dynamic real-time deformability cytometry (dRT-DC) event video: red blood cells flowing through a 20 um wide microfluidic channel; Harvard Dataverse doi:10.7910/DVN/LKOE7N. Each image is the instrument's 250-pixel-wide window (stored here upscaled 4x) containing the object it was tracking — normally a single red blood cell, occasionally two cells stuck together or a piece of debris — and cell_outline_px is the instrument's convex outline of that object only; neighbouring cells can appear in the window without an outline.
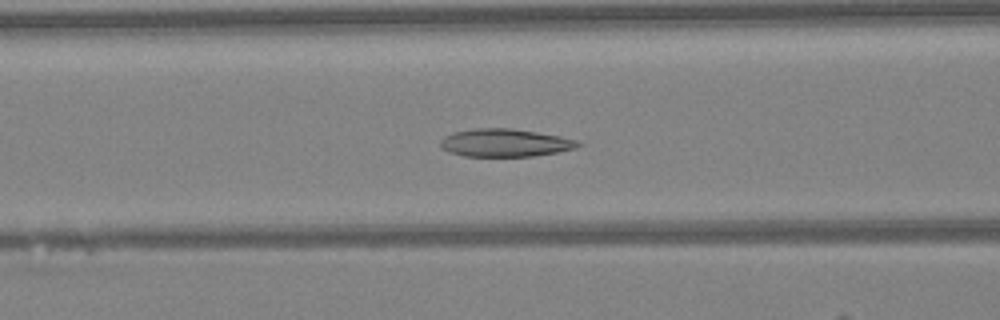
{"species": "Egyptian fruit bat (a non-hibernating species)", "species_latin": "Rousettus aegyptiacus", "temperature_condition": "warm", "stored_images_in_passage": 48, "camera_frame_rate_fps": 3000, "um_per_image_px": 0.085, "animal": {"sex": "female"}, "frame": {"image": 1, "passage_image": 19, "time_ms": 6.0, "image_size_px": [1000, 320], "cell_outline_px": [[580, 144], [576, 148], [556, 152], [532, 156], [464, 156], [448, 152], [440, 148], [440, 140], [444, 136], [452, 132], [472, 128], [512, 128], [560, 136], [576, 140]], "centroid_in_image_um": [42.85, 12.13], "position_along_channel_um": 123.8, "area_um2": 22.37}}
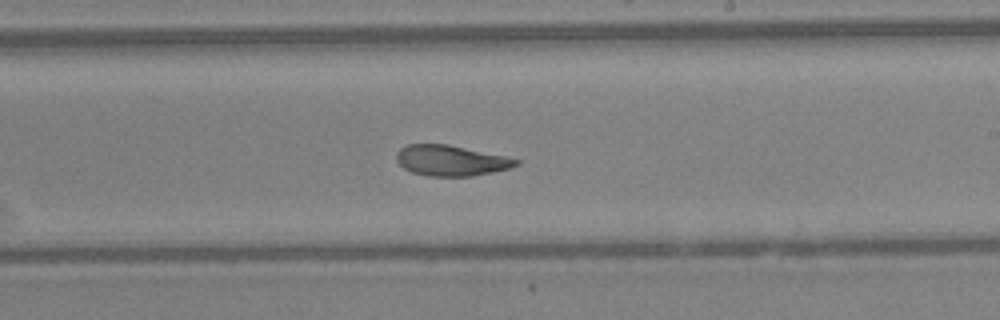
{"frame": {"image": 2, "passage_image": 28, "time_ms": 9.0, "image_size_px": [1000, 320], "cell_outline_px": [[520, 164], [508, 168], [492, 172], [472, 176], [428, 176], [412, 172], [404, 168], [396, 160], [396, 152], [400, 148], [408, 144], [448, 144], [504, 156], [520, 160]], "centroid_in_image_um": [38.3, 13.64], "position_along_channel_um": 250.7, "area_um2": 21.21}}
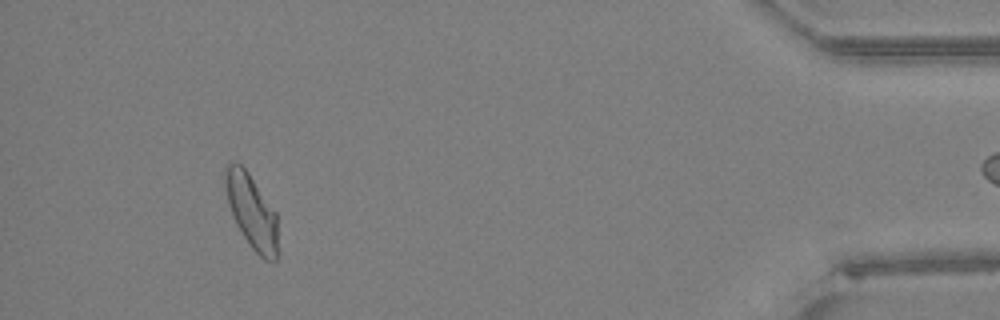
{"frame": {"image": 3, "passage_image": 44, "time_ms": 14.333, "image_size_px": [1000, 320], "cell_outline_px": [[280, 252], [276, 260], [272, 264], [264, 260], [252, 248], [236, 224], [232, 216], [228, 204], [224, 180], [224, 176], [228, 164], [240, 164], [248, 172], [276, 212]], "centroid_in_image_um": [21.45, 18.07], "position_along_channel_um": 413.8, "area_um2": 23.0}, "authors_computed_cell_mechanics": {"area_um2": 22.9177, "velocity_mm_per_s": 4.2448, "shape_relaxation_time_tau1_ms": 8.2811, "shape_relaxation_time_tau2_ms": 1.6699, "deformation_change_tau1": 0.1872, "deformation_change_tau2": 0.0819}}